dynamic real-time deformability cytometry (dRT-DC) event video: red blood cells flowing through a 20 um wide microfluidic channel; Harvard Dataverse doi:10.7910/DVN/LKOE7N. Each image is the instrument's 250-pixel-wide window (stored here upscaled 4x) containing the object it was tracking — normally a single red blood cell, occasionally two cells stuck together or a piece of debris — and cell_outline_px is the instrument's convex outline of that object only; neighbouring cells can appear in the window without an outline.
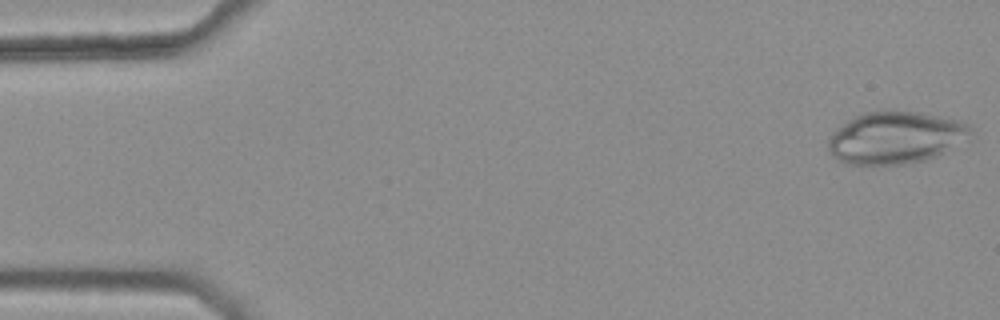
{"species": "common noctule bat (a hibernating species)", "species_latin": "Nyctalus noctula", "temperature_condition": "warm", "stored_images_in_passage": 47, "camera_frame_rate_fps": 3000, "um_per_image_px": 0.085, "animal": {"sex": "female", "body_mass_g": 25.1}, "frame": {"image": 1, "passage_image": 1, "time_ms": 0.0, "image_size_px": [1000, 320], "cell_outline_px": [[972, 132], [936, 156], [924, 160], [908, 164], [848, 164], [832, 156], [828, 152], [828, 140], [836, 128], [848, 120], [864, 112], [892, 108], [920, 112], [960, 120], [972, 124]], "centroid_in_image_um": [76.07, 11.65], "position_along_channel_um": 8.9, "area_um2": 43.41}}
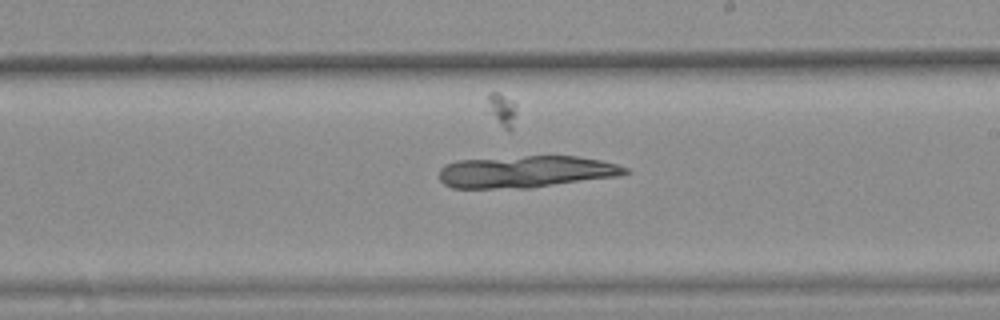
{"frame": {"image": 2, "passage_image": 30, "time_ms": 9.667, "image_size_px": [1000, 320], "cell_outline_px": [[632, 172], [620, 176], [532, 188], [452, 188], [444, 184], [440, 180], [440, 168], [444, 164], [460, 160], [528, 156], [576, 156], [600, 160], [616, 164], [628, 168]], "centroid_in_image_um": [44.74, 14.6], "position_along_channel_um": 244.3, "area_um2": 34.8}}
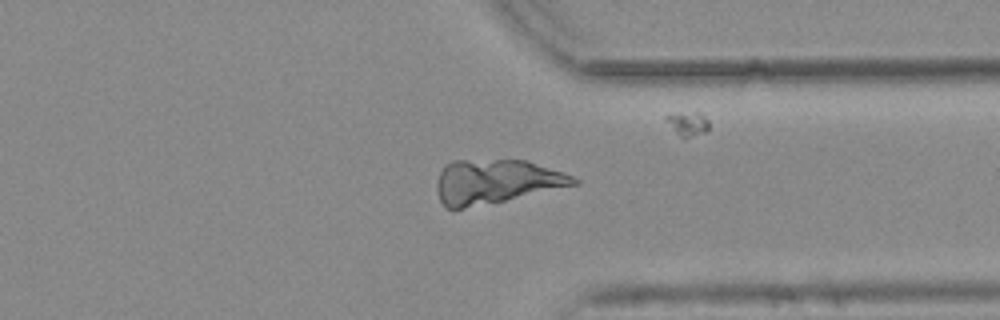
{"frame": {"image": 3, "passage_image": 40, "time_ms": 13.0, "image_size_px": [1000, 320], "cell_outline_px": [[580, 184], [504, 200], [464, 208], [444, 208], [436, 192], [436, 184], [440, 172], [444, 164], [452, 160], [528, 160], [564, 172], [580, 180]], "centroid_in_image_um": [42.14, 15.42], "position_along_channel_um": 369.3, "area_um2": 35.26}}